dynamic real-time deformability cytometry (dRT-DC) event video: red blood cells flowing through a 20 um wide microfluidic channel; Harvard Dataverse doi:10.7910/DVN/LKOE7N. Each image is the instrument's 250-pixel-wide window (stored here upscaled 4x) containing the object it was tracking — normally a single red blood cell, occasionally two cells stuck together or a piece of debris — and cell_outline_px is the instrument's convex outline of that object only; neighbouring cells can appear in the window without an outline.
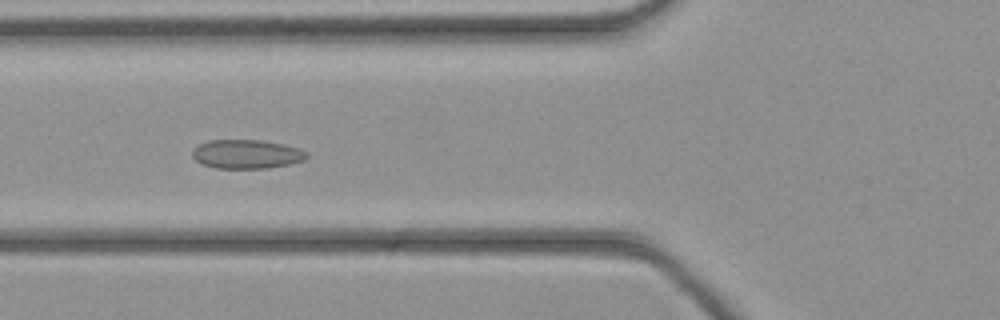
{"species": "common noctule bat (a hibernating species)", "species_latin": "Nyctalus noctula", "temperature_condition": "cold", "stored_images_in_passage": 42, "camera_frame_rate_fps": 3000, "um_per_image_px": 0.085, "animal": {"sex": "female", "body_mass_g": 21.9}, "frame": {"image": 1, "passage_image": 13, "time_ms": 4.0, "image_size_px": [1000, 320], "cell_outline_px": [[308, 156], [304, 160], [288, 164], [268, 168], [216, 168], [204, 164], [196, 160], [192, 156], [192, 148], [208, 140], [264, 140], [284, 144], [300, 148], [308, 152]], "centroid_in_image_um": [20.98, 13.09], "position_along_channel_um": 104.8, "area_um2": 19.36}}
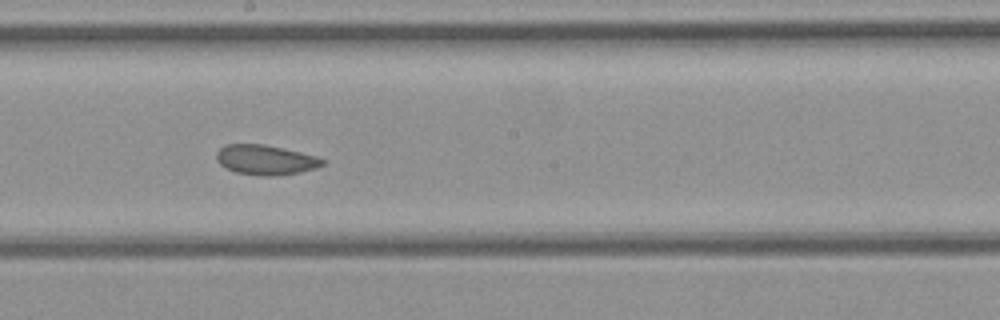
{"frame": {"image": 2, "passage_image": 21, "time_ms": 6.667, "image_size_px": [1000, 320], "cell_outline_px": [[328, 160], [324, 164], [316, 168], [300, 172], [272, 176], [264, 176], [236, 172], [220, 164], [216, 160], [216, 152], [224, 144], [264, 144], [300, 152], [316, 156]], "centroid_in_image_um": [22.59, 13.58], "position_along_channel_um": 225.6, "area_um2": 18.44}}
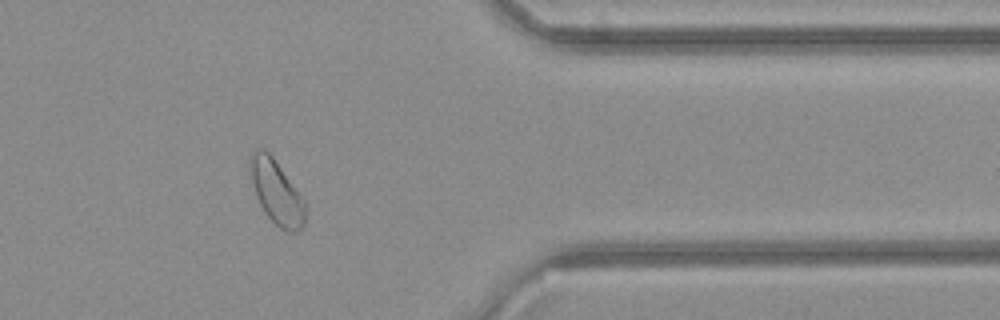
{"frame": {"image": 3, "passage_image": 33, "time_ms": 10.667, "image_size_px": [1000, 320], "cell_outline_px": [[308, 208], [304, 224], [300, 228], [292, 232], [284, 232], [264, 212], [256, 196], [248, 168], [248, 160], [252, 152], [256, 148], [264, 148], [272, 156], [308, 204]], "centroid_in_image_um": [23.51, 16.32], "position_along_channel_um": 387.9, "area_um2": 20.87}}